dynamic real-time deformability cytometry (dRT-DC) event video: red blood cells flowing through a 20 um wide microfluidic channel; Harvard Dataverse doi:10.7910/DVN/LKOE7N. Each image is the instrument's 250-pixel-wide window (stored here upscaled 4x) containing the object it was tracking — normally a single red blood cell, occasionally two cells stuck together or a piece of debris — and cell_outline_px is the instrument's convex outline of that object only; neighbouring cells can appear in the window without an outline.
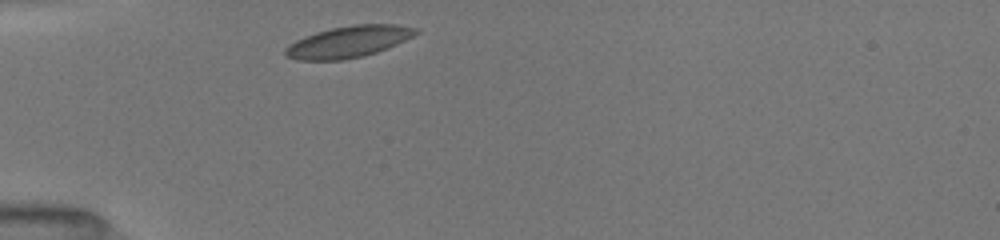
{"species": "common noctule bat (a hibernating species)", "species_latin": "Nyctalus noctula", "temperature_condition": "room temperature", "stored_images_in_passage": 11, "camera_frame_rate_fps": 3000, "um_per_image_px": 0.085, "animal": {"sex": "female", "body_mass_g": 19.5, "forearm_length_mm": 54.1}, "frame": {"image": 1, "passage_image": 1, "time_ms": 0.0, "image_size_px": [1000, 240], "cell_outline_px": [[420, 32], [396, 44], [376, 52], [364, 56], [344, 60], [300, 60], [284, 56], [284, 48], [288, 44], [304, 36], [316, 32], [332, 28], [352, 24], [396, 24], [420, 28]], "centroid_in_image_um": [29.61, 3.54], "position_along_channel_um": 55.4, "area_um2": 24.1}}
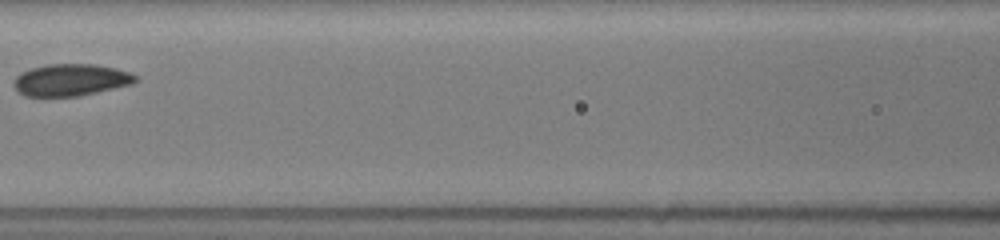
{"frame": {"image": 2, "passage_image": 8, "time_ms": 3.0, "image_size_px": [1000, 240], "cell_outline_px": [[140, 80], [132, 84], [80, 96], [24, 96], [16, 92], [12, 84], [12, 80], [20, 72], [32, 68], [48, 64], [96, 64], [116, 68], [140, 76]], "centroid_in_image_um": [6.01, 6.79], "position_along_channel_um": 160.6, "area_um2": 23.06}}
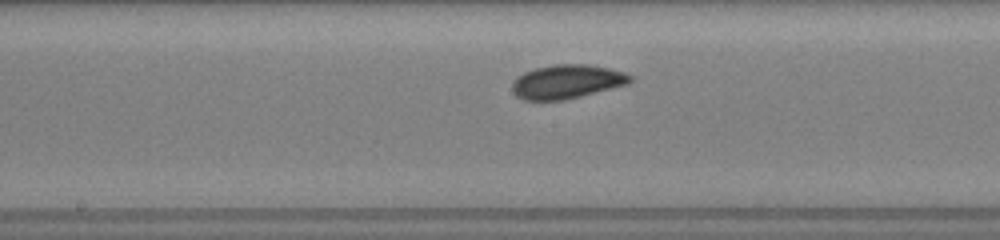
{"frame": {"image": 3, "passage_image": 11, "time_ms": 4.0, "image_size_px": [1000, 240], "cell_outline_px": [[632, 80], [628, 84], [564, 100], [524, 100], [516, 96], [512, 92], [512, 80], [516, 76], [524, 72], [536, 68], [552, 64], [588, 64], [608, 68], [624, 72], [632, 76]], "centroid_in_image_um": [48.14, 6.93], "position_along_channel_um": 200.1, "area_um2": 23.41}}